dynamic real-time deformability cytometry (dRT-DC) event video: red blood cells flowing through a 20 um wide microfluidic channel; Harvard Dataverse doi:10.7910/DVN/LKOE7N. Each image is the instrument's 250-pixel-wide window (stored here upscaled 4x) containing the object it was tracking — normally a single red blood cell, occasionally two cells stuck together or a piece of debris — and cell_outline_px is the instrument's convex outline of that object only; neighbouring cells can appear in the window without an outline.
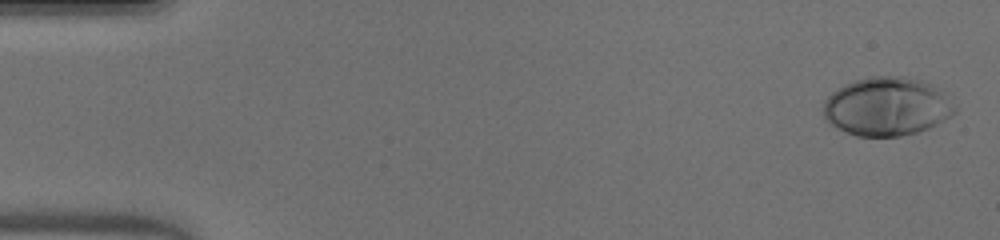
{"species": "human", "species_latin": "Homo sapiens", "temperature_condition": "warm", "stored_images_in_passage": 49, "camera_frame_rate_fps": 3000, "um_per_image_px": 0.085, "donor": {"sex": "male"}, "frame": {"image": 1, "passage_image": 1, "time_ms": 0.0, "image_size_px": [1000, 240], "cell_outline_px": [[956, 112], [952, 116], [928, 128], [916, 132], [900, 136], [856, 136], [836, 128], [824, 120], [820, 112], [824, 100], [832, 92], [844, 84], [856, 80], [872, 76], [904, 76], [920, 80], [940, 88], [956, 108]], "centroid_in_image_um": [75.34, 9.06], "position_along_channel_um": 9.7, "area_um2": 45.2}}
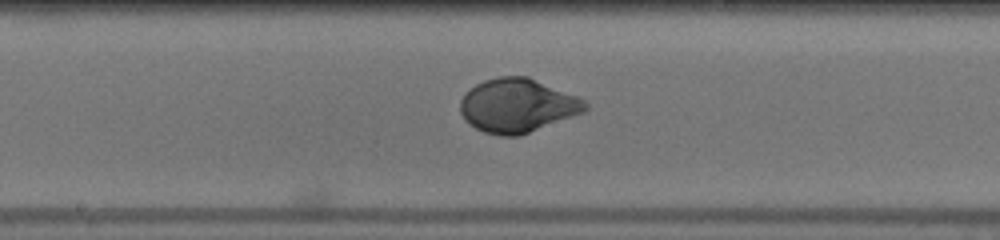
{"frame": {"image": 2, "passage_image": 26, "time_ms": 8.333, "image_size_px": [1000, 240], "cell_outline_px": [[588, 108], [584, 112], [520, 136], [500, 136], [484, 132], [476, 128], [464, 120], [460, 112], [460, 100], [464, 92], [476, 84], [484, 80], [500, 76], [528, 76], [576, 96], [584, 100], [588, 104]], "centroid_in_image_um": [43.95, 8.97], "position_along_channel_um": 204.2, "area_um2": 39.3}}
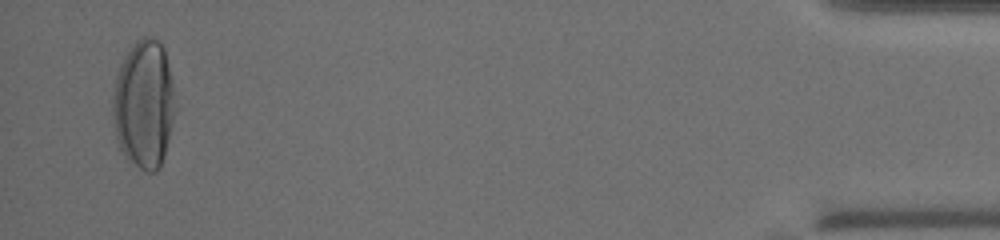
{"frame": {"image": 3, "passage_image": 48, "time_ms": 15.667, "image_size_px": [1000, 240], "cell_outline_px": [[176, 108], [164, 156], [156, 172], [148, 172], [140, 168], [124, 156], [120, 152], [116, 136], [112, 116], [112, 92], [116, 76], [120, 64], [124, 56], [136, 40], [144, 36], [152, 36], [160, 40], [164, 48], [172, 84]], "centroid_in_image_um": [12.21, 8.83], "position_along_channel_um": 423.0, "area_um2": 46.99}, "authors_computed_cell_mechanics": {"area_um2": 39.4196, "velocity_mm_per_s": 4.0779, "shape_relaxation_time_tau1_ms": 3.3213, "shape_relaxation_time_tau2_ms": null, "deformation_change_tau1": 0.2176, "deformation_change_tau2": null}}